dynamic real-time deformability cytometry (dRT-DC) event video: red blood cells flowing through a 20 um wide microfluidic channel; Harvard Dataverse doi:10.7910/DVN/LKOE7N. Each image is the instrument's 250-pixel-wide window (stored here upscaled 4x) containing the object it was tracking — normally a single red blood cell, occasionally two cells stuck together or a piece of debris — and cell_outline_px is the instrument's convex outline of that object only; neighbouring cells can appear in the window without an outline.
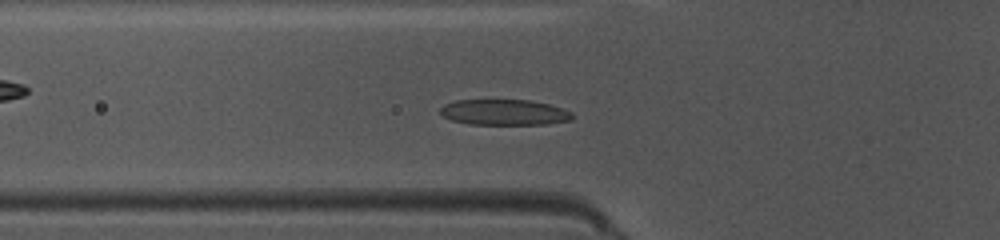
{"species": "common noctule bat (a hibernating species)", "species_latin": "Nyctalus noctula", "temperature_condition": "warm", "stored_images_in_passage": 38, "camera_frame_rate_fps": 3000, "um_per_image_px": 0.085, "animal": {"sex": "female", "body_mass_g": 10.0, "forearm_length_mm": 53.1}, "frame": {"image": 1, "passage_image": 5, "time_ms": 1.333, "image_size_px": [1000, 240], "cell_outline_px": [[572, 120], [548, 124], [472, 124], [452, 120], [444, 116], [440, 112], [440, 108], [444, 104], [456, 100], [532, 100], [548, 104], [572, 112]], "centroid_in_image_um": [42.87, 9.54], "position_along_channel_um": 82.9, "area_um2": 19.65}}
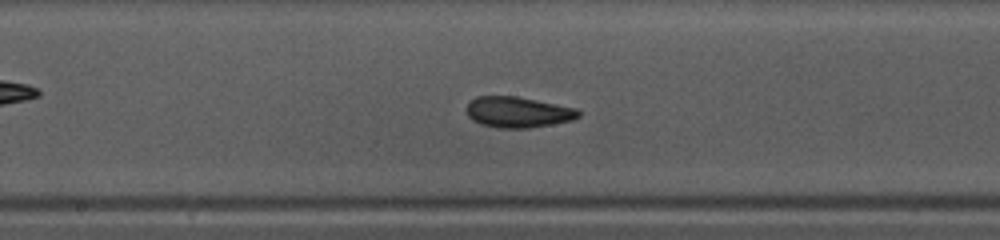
{"frame": {"image": 2, "passage_image": 14, "time_ms": 4.333, "image_size_px": [1000, 240], "cell_outline_px": [[580, 116], [572, 120], [552, 124], [528, 128], [496, 128], [480, 124], [472, 120], [468, 116], [468, 100], [476, 96], [516, 96], [576, 108], [580, 112]], "centroid_in_image_um": [44.0, 9.53], "position_along_channel_um": 204.2, "area_um2": 20.11}}
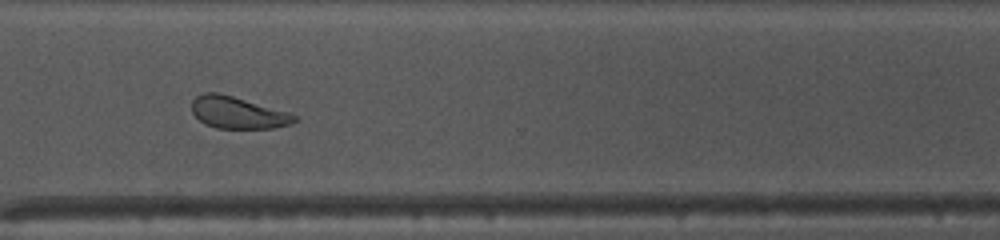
{"frame": {"image": 3, "passage_image": 25, "time_ms": 8.0, "image_size_px": [1000, 240], "cell_outline_px": [[300, 120], [292, 124], [276, 128], [216, 128], [204, 124], [192, 112], [192, 100], [196, 96], [204, 92], [220, 92], [288, 112], [296, 116]], "centroid_in_image_um": [20.22, 9.57], "position_along_channel_um": 350.4, "area_um2": 19.25}}